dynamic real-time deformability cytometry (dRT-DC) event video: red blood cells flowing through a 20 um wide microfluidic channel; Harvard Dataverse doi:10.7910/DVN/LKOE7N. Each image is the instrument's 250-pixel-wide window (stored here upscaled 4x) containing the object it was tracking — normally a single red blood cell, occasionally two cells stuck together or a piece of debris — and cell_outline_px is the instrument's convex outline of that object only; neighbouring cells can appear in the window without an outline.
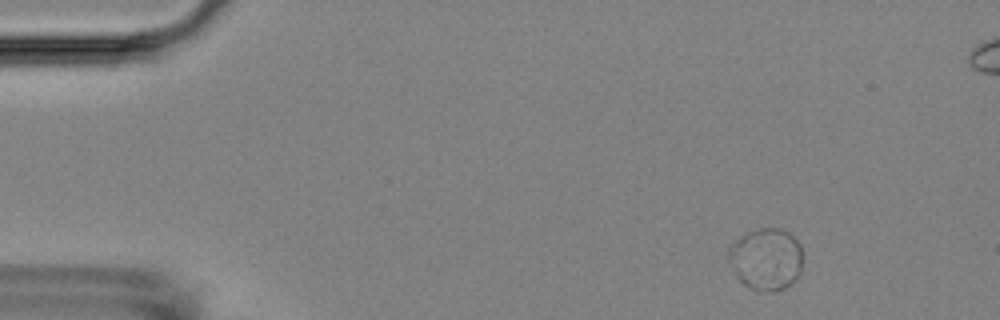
{"species": "Egyptian fruit bat (a non-hibernating species)", "species_latin": "Rousettus aegyptiacus", "temperature_condition": "room temperature", "stored_images_in_passage": 5, "camera_frame_rate_fps": 3000, "um_per_image_px": 0.085, "animal": {"sex": "female"}, "frame": {"image": 1, "passage_image": 1, "time_ms": 0.0, "image_size_px": [1000, 320], "cell_outline_px": [[804, 256], [800, 272], [784, 288], [772, 292], [764, 292], [752, 288], [744, 284], [736, 276], [728, 256], [728, 248], [740, 236], [748, 232], [760, 228], [780, 228], [788, 232], [800, 244]], "centroid_in_image_um": [65.13, 22.0], "position_along_channel_um": 19.9, "area_um2": 26.7}}